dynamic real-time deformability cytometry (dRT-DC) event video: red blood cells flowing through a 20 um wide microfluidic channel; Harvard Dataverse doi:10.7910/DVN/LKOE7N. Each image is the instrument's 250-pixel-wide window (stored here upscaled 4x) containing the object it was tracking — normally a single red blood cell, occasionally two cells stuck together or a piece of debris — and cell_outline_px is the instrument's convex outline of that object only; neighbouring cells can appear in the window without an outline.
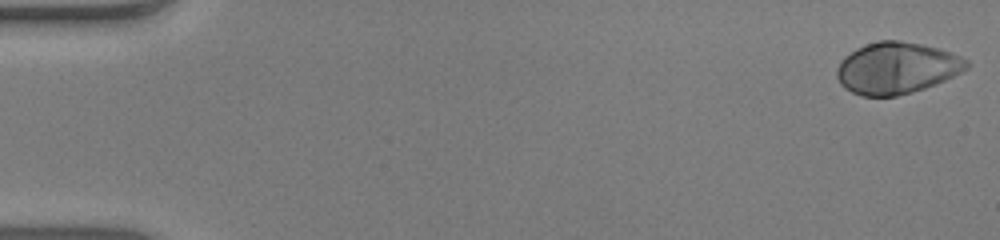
{"species": "human", "species_latin": "Homo sapiens", "temperature_condition": "warm", "stored_images_in_passage": 50, "camera_frame_rate_fps": 3000, "um_per_image_px": 0.085, "donor": {"sex": "male"}, "frame": {"image": 1, "passage_image": 1, "time_ms": 0.0, "image_size_px": [1000, 240], "cell_outline_px": [[968, 68], [936, 84], [912, 92], [896, 96], [860, 96], [844, 88], [840, 84], [836, 76], [836, 68], [840, 60], [844, 56], [856, 48], [864, 44], [880, 40], [900, 40], [920, 44], [952, 52], [968, 60]], "centroid_in_image_um": [76.17, 5.78], "position_along_channel_um": 8.8, "area_um2": 39.13}}
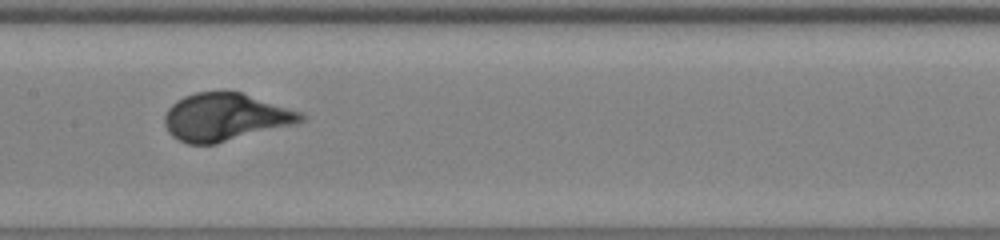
{"frame": {"image": 2, "passage_image": 27, "time_ms": 8.667, "image_size_px": [1000, 240], "cell_outline_px": [[308, 116], [304, 120], [296, 124], [216, 144], [188, 144], [172, 136], [168, 132], [164, 124], [164, 116], [168, 108], [176, 100], [184, 96], [196, 92], [240, 92], [304, 112]], "centroid_in_image_um": [19.18, 9.96], "position_along_channel_um": 188.2, "area_um2": 38.03}}
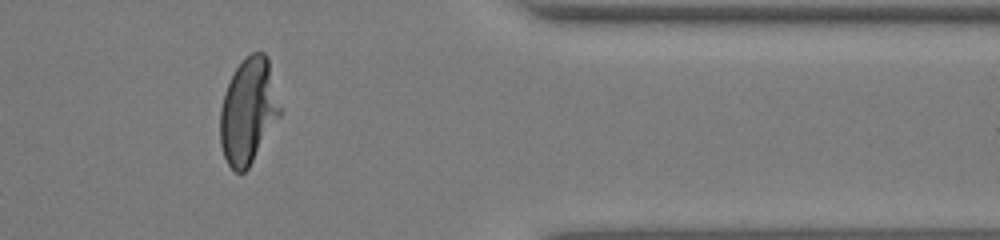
{"frame": {"image": 3, "passage_image": 44, "time_ms": 14.333, "image_size_px": [1000, 240], "cell_outline_px": [[284, 112], [248, 168], [244, 172], [236, 172], [228, 164], [224, 156], [220, 144], [220, 108], [224, 92], [236, 68], [252, 52], [264, 52], [268, 56]], "centroid_in_image_um": [21.15, 9.43], "position_along_channel_um": 390.2, "area_um2": 37.4}}